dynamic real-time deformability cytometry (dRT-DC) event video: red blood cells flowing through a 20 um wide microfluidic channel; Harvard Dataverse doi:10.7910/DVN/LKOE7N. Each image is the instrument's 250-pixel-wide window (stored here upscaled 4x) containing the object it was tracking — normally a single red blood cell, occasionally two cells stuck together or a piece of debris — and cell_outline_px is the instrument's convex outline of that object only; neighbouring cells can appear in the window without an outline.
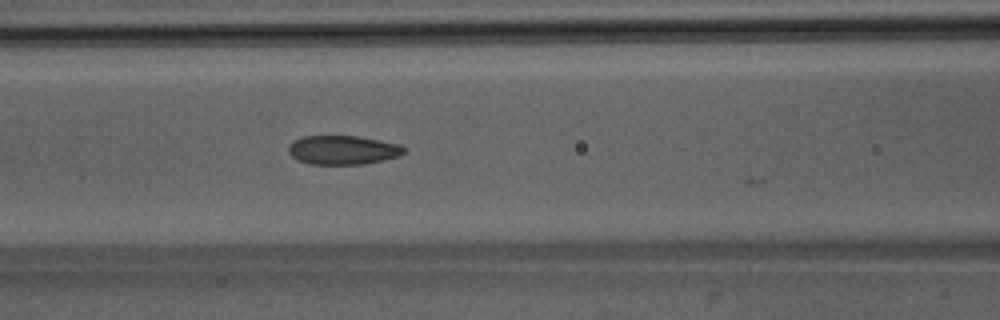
{"species": "Egyptian fruit bat (a non-hibernating species)", "species_latin": "Rousettus aegyptiacus", "temperature_condition": "room temperature", "stored_images_in_passage": 6, "camera_frame_rate_fps": 3000, "um_per_image_px": 0.085, "animal": {"sex": "male"}, "frame": {"image": 1, "passage_image": 6, "time_ms": 7.0, "image_size_px": [1000, 320], "cell_outline_px": [[404, 152], [400, 156], [364, 164], [308, 164], [296, 160], [288, 152], [288, 148], [292, 140], [304, 136], [356, 136], [380, 140], [400, 144], [404, 148]], "centroid_in_image_um": [29.11, 12.75], "position_along_channel_um": 137.5, "area_um2": 19.59}}